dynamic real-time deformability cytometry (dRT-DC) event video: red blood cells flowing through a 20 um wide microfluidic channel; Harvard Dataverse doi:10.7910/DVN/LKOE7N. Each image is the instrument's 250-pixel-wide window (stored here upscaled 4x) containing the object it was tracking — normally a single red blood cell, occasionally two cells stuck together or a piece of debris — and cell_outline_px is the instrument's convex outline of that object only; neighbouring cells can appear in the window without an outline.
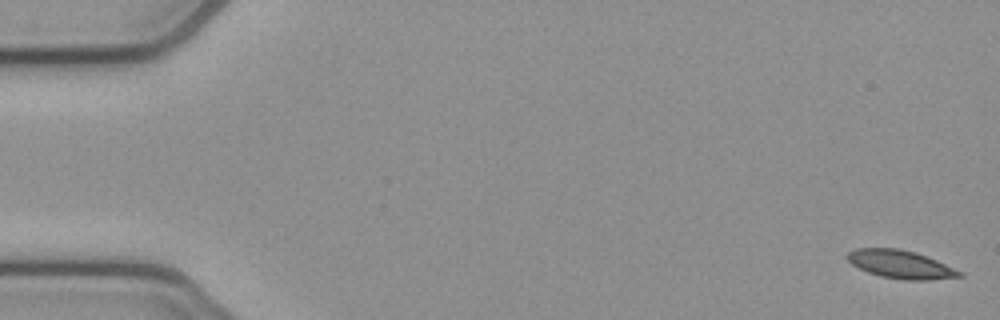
{"species": "common noctule bat (a hibernating species)", "species_latin": "Nyctalus noctula", "temperature_condition": "cold", "stored_images_in_passage": 5, "camera_frame_rate_fps": 3000, "um_per_image_px": 0.085, "animal": {"sex": "female", "body_mass_g": 21.9}, "frame": {"image": 1, "passage_image": 1, "time_ms": 0.0, "image_size_px": [1000, 320], "cell_outline_px": [[964, 276], [928, 280], [904, 280], [880, 276], [868, 272], [852, 264], [844, 256], [848, 252], [856, 248], [896, 248], [916, 252], [936, 260], [964, 272]], "centroid_in_image_um": [76.55, 22.47], "position_along_channel_um": 8.4, "area_um2": 18.44}}
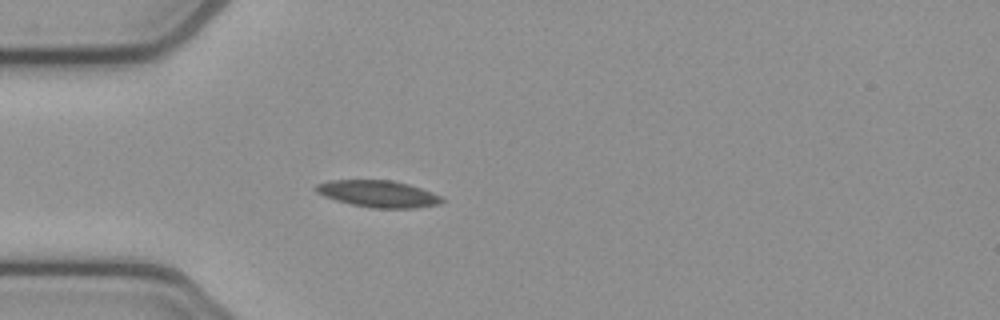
{"frame": {"image": 2, "passage_image": 5, "time_ms": 1.333, "image_size_px": [1000, 320], "cell_outline_px": [[444, 200], [440, 204], [416, 208], [372, 208], [352, 204], [336, 200], [324, 196], [316, 192], [312, 188], [316, 184], [328, 180], [392, 180], [408, 184], [444, 196]], "centroid_in_image_um": [32.15, 16.47], "position_along_channel_um": 52.9, "area_um2": 19.83}}